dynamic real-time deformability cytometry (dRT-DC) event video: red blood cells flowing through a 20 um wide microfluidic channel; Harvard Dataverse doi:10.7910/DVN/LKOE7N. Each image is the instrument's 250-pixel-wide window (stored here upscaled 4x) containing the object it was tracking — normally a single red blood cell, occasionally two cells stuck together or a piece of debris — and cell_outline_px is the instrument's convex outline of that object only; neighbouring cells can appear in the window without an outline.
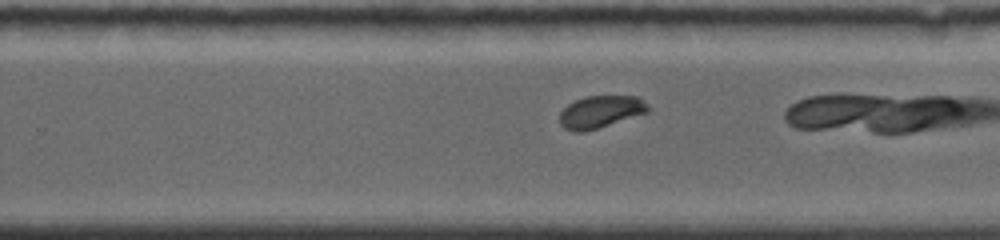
{"species": "common noctule bat (a hibernating species)", "species_latin": "Nyctalus noctula", "temperature_condition": "room temperature", "stored_images_in_passage": 27, "camera_frame_rate_fps": 4000, "um_per_image_px": 0.085, "animal": {"sex": "female", "body_mass_g": 19.0, "forearm_length_mm": 56.7}, "frame": {"image": 1, "passage_image": 16, "time_ms": 5.5, "image_size_px": [1000, 240], "cell_outline_px": [[648, 112], [584, 132], [576, 132], [564, 128], [560, 124], [560, 112], [568, 104], [584, 96], [636, 96], [648, 104]], "centroid_in_image_um": [51.01, 9.5], "position_along_channel_um": 278.8, "area_um2": 16.42}}